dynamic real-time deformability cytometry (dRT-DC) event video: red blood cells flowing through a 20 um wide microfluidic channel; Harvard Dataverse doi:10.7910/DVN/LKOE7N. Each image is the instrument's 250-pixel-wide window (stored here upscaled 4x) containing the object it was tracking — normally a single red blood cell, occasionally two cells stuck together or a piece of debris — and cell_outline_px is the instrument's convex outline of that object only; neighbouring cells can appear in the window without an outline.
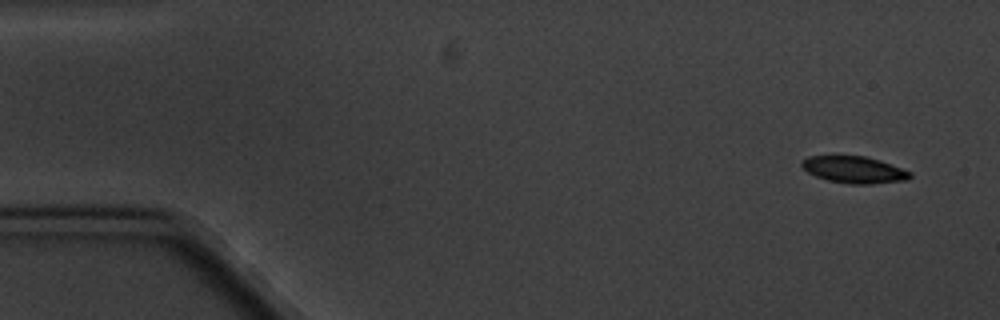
{"species": "common noctule bat (a hibernating species)", "species_latin": "Nyctalus noctula", "temperature_condition": "cold", "stored_images_in_passage": 4, "camera_frame_rate_fps": 3000, "um_per_image_px": 0.085, "animal": {"sex": "male", "body_mass_g": 20.1, "forearm_length_mm": 53.5}, "frame": {"image": 1, "passage_image": 1, "time_ms": 0.0, "image_size_px": [1000, 320], "cell_outline_px": [[912, 176], [908, 180], [872, 184], [848, 184], [828, 180], [816, 176], [808, 172], [800, 164], [808, 156], [864, 156], [880, 160], [912, 172]], "centroid_in_image_um": [72.64, 14.43], "position_along_channel_um": 12.4, "area_um2": 16.88}}